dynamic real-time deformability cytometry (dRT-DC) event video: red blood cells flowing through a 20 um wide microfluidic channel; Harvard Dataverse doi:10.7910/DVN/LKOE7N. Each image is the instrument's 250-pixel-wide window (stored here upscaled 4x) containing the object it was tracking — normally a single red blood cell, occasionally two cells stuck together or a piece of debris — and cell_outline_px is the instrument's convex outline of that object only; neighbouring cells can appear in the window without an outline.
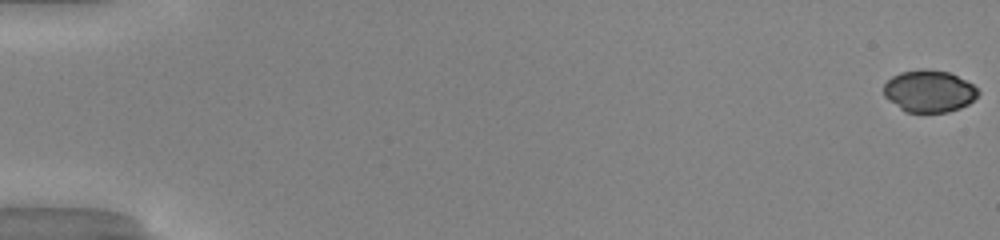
{"species": "common noctule bat (a hibernating species)", "species_latin": "Nyctalus noctula", "temperature_condition": "warm", "stored_images_in_passage": 51, "camera_frame_rate_fps": 3000, "um_per_image_px": 0.085, "animal": {"sex": "male", "body_mass_g": 20.0, "forearm_length_mm": 53.3}, "frame": {"image": 1, "passage_image": 1, "time_ms": 0.0, "image_size_px": [1000, 240], "cell_outline_px": [[980, 92], [968, 104], [960, 108], [948, 112], [904, 112], [884, 96], [884, 84], [892, 76], [900, 72], [920, 68], [924, 68], [948, 72], [972, 84]], "centroid_in_image_um": [78.94, 7.74], "position_along_channel_um": 6.1, "area_um2": 23.06}}
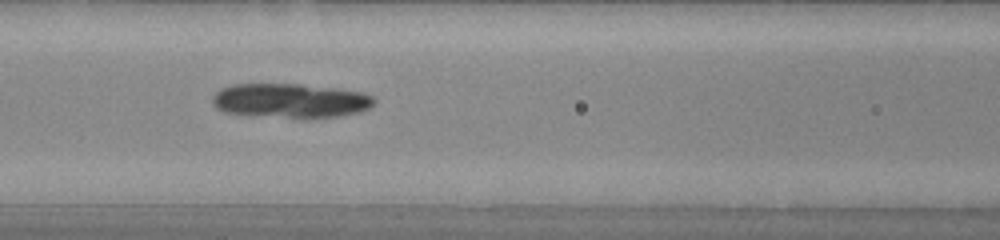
{"frame": {"image": 2, "passage_image": 24, "time_ms": 7.667, "image_size_px": [1000, 240], "cell_outline_px": [[376, 100], [368, 108], [360, 112], [340, 116], [308, 120], [304, 120], [224, 112], [216, 108], [212, 104], [212, 96], [220, 88], [232, 84], [300, 84], [336, 88], [360, 92], [372, 96]], "centroid_in_image_um": [24.67, 8.58], "position_along_channel_um": 141.9, "area_um2": 33.06}}
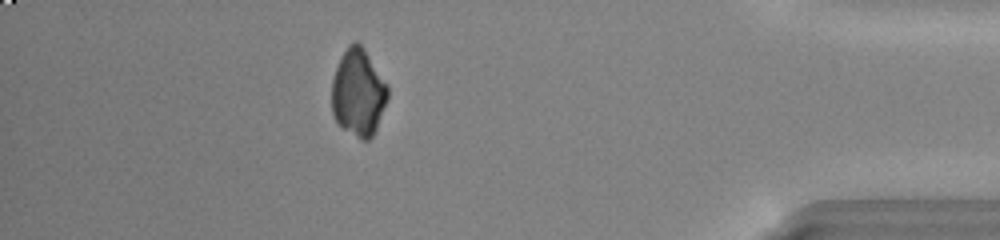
{"frame": {"image": 3, "passage_image": 46, "time_ms": 15.0, "image_size_px": [1000, 240], "cell_outline_px": [[388, 100], [376, 128], [372, 136], [368, 140], [360, 140], [340, 128], [336, 124], [332, 112], [332, 80], [336, 68], [348, 44], [352, 40], [356, 40], [364, 48], [388, 84]], "centroid_in_image_um": [30.45, 7.9], "position_along_channel_um": 404.7, "area_um2": 28.84}, "authors_computed_cell_mechanics": {"area_um2": 28.8422, "velocity_mm_per_s": 4.142, "shape_relaxation_time_tau1_ms": 10.8476, "shape_relaxation_time_tau2_ms": 3.0865, "deformation_change_tau1": 0.2563, "deformation_change_tau2": 0.0836}}